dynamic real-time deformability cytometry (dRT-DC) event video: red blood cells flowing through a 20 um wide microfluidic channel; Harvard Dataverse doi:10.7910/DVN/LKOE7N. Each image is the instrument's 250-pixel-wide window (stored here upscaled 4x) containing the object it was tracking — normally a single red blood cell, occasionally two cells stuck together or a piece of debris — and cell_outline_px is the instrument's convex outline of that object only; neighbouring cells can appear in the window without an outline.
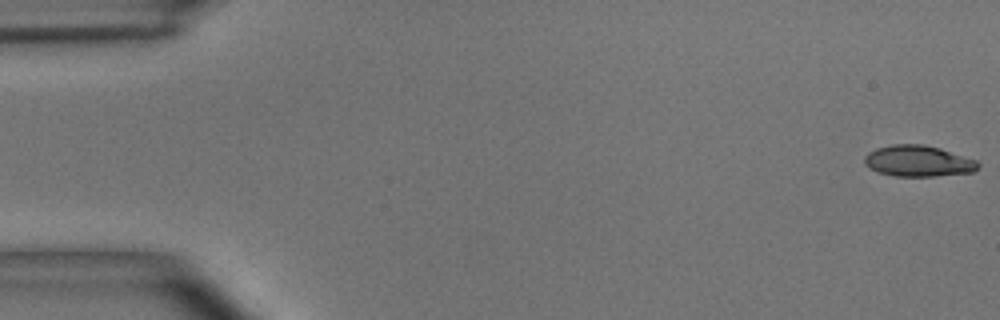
{"species": "common noctule bat (a hibernating species)", "species_latin": "Nyctalus noctula", "temperature_condition": "room temperature", "stored_images_in_passage": 55, "camera_frame_rate_fps": 3000, "um_per_image_px": 0.085, "animal": {"sex": "male", "body_mass_g": 15.6}, "frame": {"image": 1, "passage_image": 1, "time_ms": 0.0, "image_size_px": [1000, 320], "cell_outline_px": [[980, 164], [972, 172], [936, 176], [896, 176], [880, 172], [864, 164], [864, 156], [868, 152], [876, 148], [892, 144], [924, 144], [940, 148], [976, 160]], "centroid_in_image_um": [78.03, 13.67], "position_along_channel_um": 7.0, "area_um2": 20.46}}
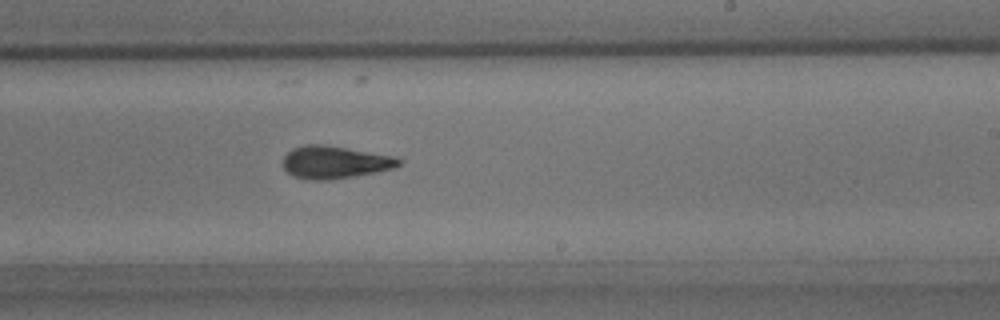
{"frame": {"image": 2, "passage_image": 33, "time_ms": 10.667, "image_size_px": [1000, 320], "cell_outline_px": [[404, 160], [396, 168], [376, 172], [328, 180], [312, 180], [292, 176], [284, 168], [284, 156], [292, 148], [304, 144], [320, 144], [396, 156]], "centroid_in_image_um": [28.48, 13.79], "position_along_channel_um": 260.5, "area_um2": 21.96}}
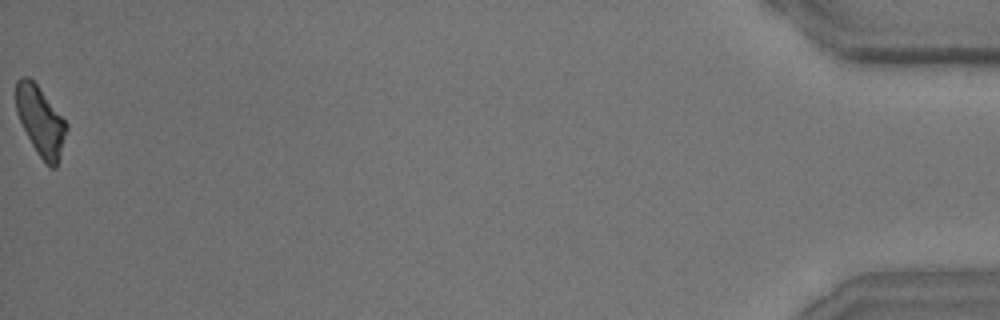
{"frame": {"image": 3, "passage_image": 55, "time_ms": 18.0, "image_size_px": [1000, 320], "cell_outline_px": [[68, 128], [60, 156], [56, 168], [52, 168], [44, 164], [36, 152], [16, 112], [16, 80], [20, 76], [28, 76], [36, 84], [68, 124]], "centroid_in_image_um": [3.45, 10.31], "position_along_channel_um": 431.8, "area_um2": 20.23}, "authors_computed_cell_mechanics": {"area_um2": 21.2704, "velocity_mm_per_s": 3.6623, "shape_relaxation_time_tau1_ms": 3.3251, "shape_relaxation_time_tau2_ms": 3.0341, "deformation_change_tau1": 0.1585, "deformation_change_tau2": 0.1297}}